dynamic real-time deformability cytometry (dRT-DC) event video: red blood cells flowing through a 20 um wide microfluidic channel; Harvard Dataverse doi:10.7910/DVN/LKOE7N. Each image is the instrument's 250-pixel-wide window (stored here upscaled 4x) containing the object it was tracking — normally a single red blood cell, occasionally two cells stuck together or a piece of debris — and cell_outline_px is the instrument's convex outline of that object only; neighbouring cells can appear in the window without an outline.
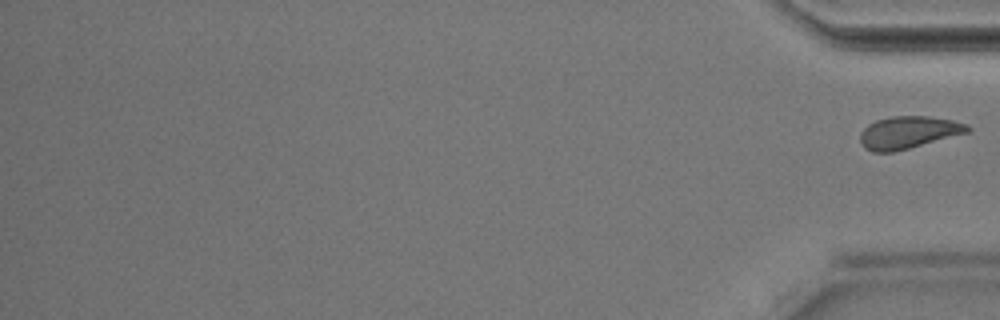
{"species": "Egyptian fruit bat (a non-hibernating species)", "species_latin": "Rousettus aegyptiacus", "temperature_condition": "room temperature", "stored_images_in_passage": 42, "segment_of_instrument_passage": [2, 2], "camera_frame_rate_fps": 3000, "um_per_image_px": 0.085, "animal": {"sex": "male"}, "frame": {"image": 1, "passage_image": 42, "time_ms": 13.667, "image_size_px": [1000, 320], "cell_outline_px": [[972, 128], [968, 132], [908, 148], [892, 152], [872, 152], [864, 148], [860, 144], [860, 132], [868, 124], [876, 120], [892, 116], [928, 116], [952, 120], [968, 124]], "centroid_in_image_um": [77.18, 11.25], "position_along_channel_um": 358.0, "area_um2": 20.17}}